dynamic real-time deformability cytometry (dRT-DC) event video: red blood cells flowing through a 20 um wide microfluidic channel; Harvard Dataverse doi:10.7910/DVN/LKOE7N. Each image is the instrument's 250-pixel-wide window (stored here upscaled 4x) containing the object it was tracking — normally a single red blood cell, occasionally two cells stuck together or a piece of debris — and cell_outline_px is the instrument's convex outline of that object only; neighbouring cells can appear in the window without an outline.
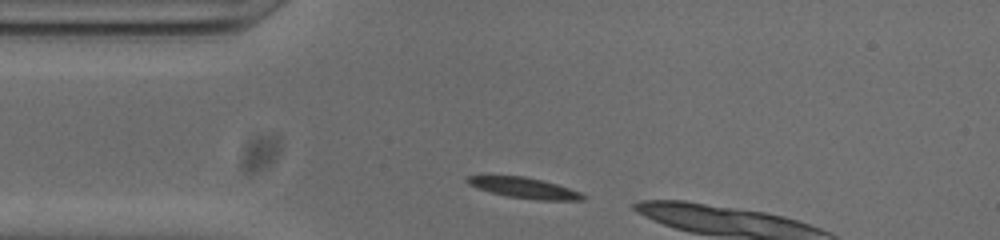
{"species": "common noctule bat (a hibernating species)", "species_latin": "Nyctalus noctula", "temperature_condition": "cold", "stored_images_in_passage": 8, "camera_frame_rate_fps": 3000, "um_per_image_px": 0.085, "animal": {"sex": "male", "body_mass_g": 20.0, "forearm_length_mm": 53.3}, "frame": {"image": 1, "passage_image": 2, "time_ms": 0.333, "image_size_px": [1000, 240], "cell_outline_px": [[588, 196], [584, 200], [540, 200], [508, 196], [492, 192], [468, 184], [464, 180], [468, 176], [524, 176], [556, 184], [580, 192]], "centroid_in_image_um": [44.61, 15.97], "position_along_channel_um": 40.4, "area_um2": 13.58}}